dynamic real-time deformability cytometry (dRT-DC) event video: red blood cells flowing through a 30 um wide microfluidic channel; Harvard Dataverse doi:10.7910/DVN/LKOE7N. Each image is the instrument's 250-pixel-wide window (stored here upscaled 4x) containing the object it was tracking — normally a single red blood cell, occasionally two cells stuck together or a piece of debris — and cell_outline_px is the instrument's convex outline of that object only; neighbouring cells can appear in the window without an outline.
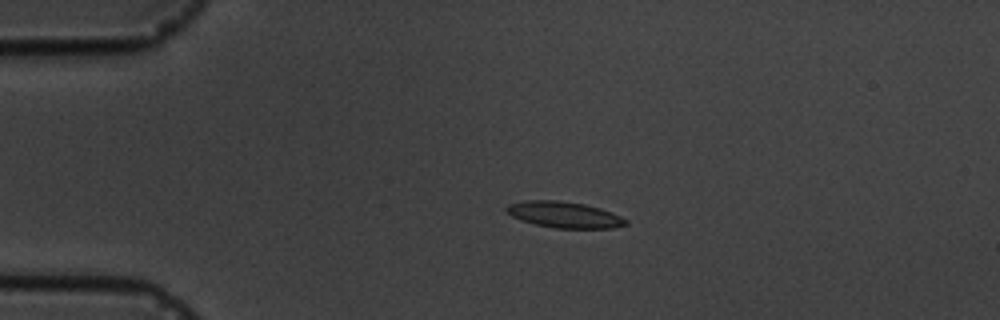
{"species": "common noctule bat (a hibernating species)", "species_latin": "Nyctalus noctula", "temperature_condition": "cold", "stored_images_in_passage": 5, "camera_frame_rate_fps": 3000, "um_per_image_px": 0.085, "animal": {"sex": "male", "body_mass_g": 19.5, "forearm_length_mm": 54.6}, "frame": {"image": 1, "passage_image": 3, "time_ms": 2.333, "image_size_px": [1000, 320], "cell_outline_px": [[628, 224], [612, 228], [556, 228], [536, 224], [520, 220], [512, 216], [504, 208], [508, 204], [524, 200], [556, 200], [584, 204], [600, 208], [612, 212], [628, 220]], "centroid_in_image_um": [47.96, 18.24], "position_along_channel_um": 37.0, "area_um2": 18.15}}
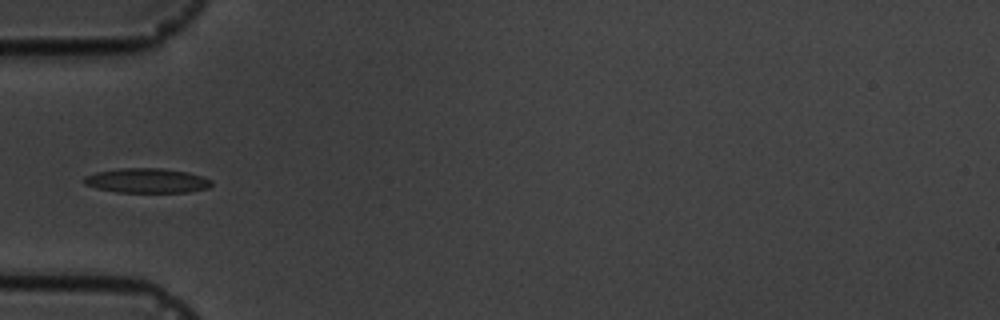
{"frame": {"image": 2, "passage_image": 5, "time_ms": 4.333, "image_size_px": [1000, 320], "cell_outline_px": [[212, 184], [208, 188], [188, 192], [116, 192], [96, 188], [84, 184], [80, 180], [84, 176], [96, 172], [120, 168], [160, 168], [188, 172], [212, 180]], "centroid_in_image_um": [12.43, 15.35], "position_along_channel_um": 72.6, "area_um2": 18.38}}